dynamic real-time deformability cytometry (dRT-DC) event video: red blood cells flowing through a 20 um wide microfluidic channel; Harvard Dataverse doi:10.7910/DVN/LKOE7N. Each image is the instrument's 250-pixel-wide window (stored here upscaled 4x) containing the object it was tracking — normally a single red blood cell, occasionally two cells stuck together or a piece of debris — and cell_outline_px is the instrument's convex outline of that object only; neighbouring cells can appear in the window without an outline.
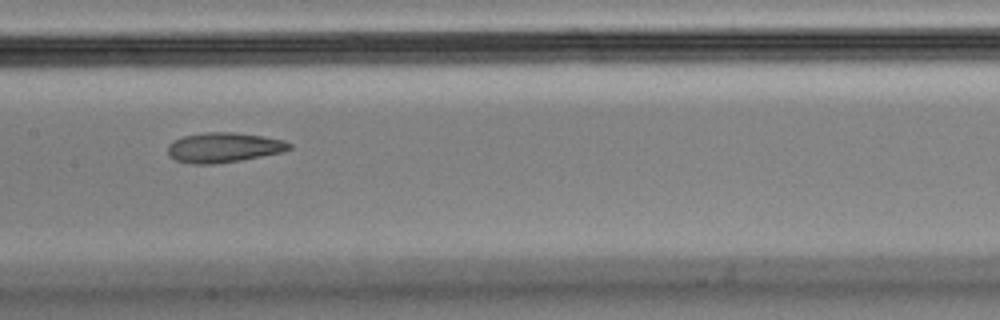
{"species": "Egyptian fruit bat (a non-hibernating species)", "species_latin": "Rousettus aegyptiacus", "temperature_condition": "cold", "stored_images_in_passage": 4, "camera_frame_rate_fps": 3000, "um_per_image_px": 0.085, "animal": {"sex": "male"}, "frame": {"image": 1, "passage_image": 4, "time_ms": 1.0, "image_size_px": [1000, 320], "cell_outline_px": [[292, 148], [280, 152], [240, 160], [212, 164], [192, 164], [176, 160], [168, 152], [168, 144], [172, 140], [184, 136], [204, 132], [236, 132], [264, 136], [284, 140], [292, 144]], "centroid_in_image_um": [19.01, 12.52], "position_along_channel_um": 188.4, "area_um2": 21.1}}